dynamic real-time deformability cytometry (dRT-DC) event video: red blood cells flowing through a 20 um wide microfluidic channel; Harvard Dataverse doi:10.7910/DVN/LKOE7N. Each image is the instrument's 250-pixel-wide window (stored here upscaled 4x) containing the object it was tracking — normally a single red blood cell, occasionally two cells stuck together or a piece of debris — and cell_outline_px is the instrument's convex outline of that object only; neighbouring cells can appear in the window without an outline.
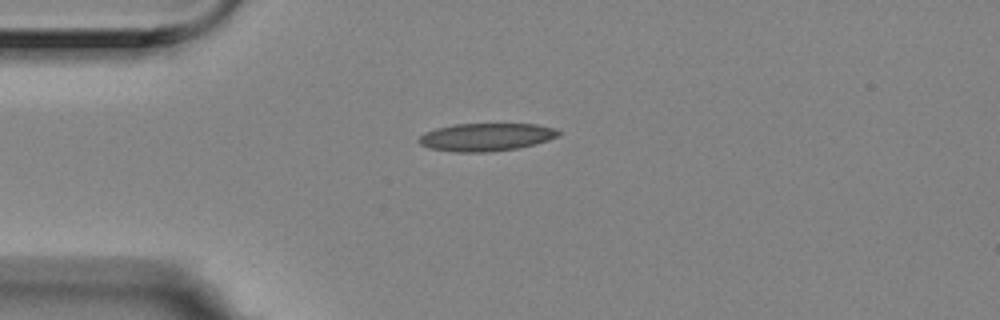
{"species": "Egyptian fruit bat (a non-hibernating species)", "species_latin": "Rousettus aegyptiacus", "temperature_condition": "room temperature", "stored_images_in_passage": 5, "camera_frame_rate_fps": 3000, "um_per_image_px": 0.085, "animal": {"sex": "female"}, "frame": {"image": 1, "passage_image": 1, "time_ms": 0.0, "image_size_px": [1000, 320], "cell_outline_px": [[560, 132], [556, 136], [548, 140], [520, 148], [488, 152], [456, 152], [428, 148], [420, 144], [416, 140], [424, 132], [436, 128], [456, 124], [536, 124], [556, 128]], "centroid_in_image_um": [41.28, 11.65], "position_along_channel_um": 43.7, "area_um2": 22.72}}
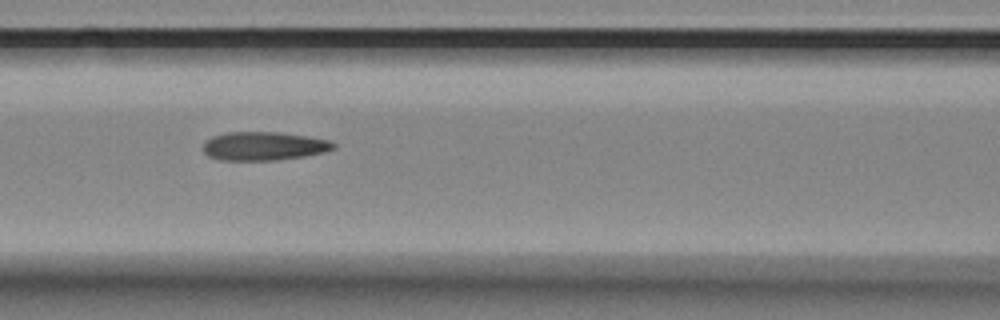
{"frame": {"image": 2, "passage_image": 4, "time_ms": 1.0, "image_size_px": [1000, 320], "cell_outline_px": [[336, 148], [324, 152], [304, 156], [276, 160], [220, 160], [208, 156], [204, 152], [204, 140], [212, 136], [228, 132], [280, 132], [308, 136], [328, 140], [336, 144]], "centroid_in_image_um": [22.42, 12.41], "position_along_channel_um": 144.2, "area_um2": 21.79}}
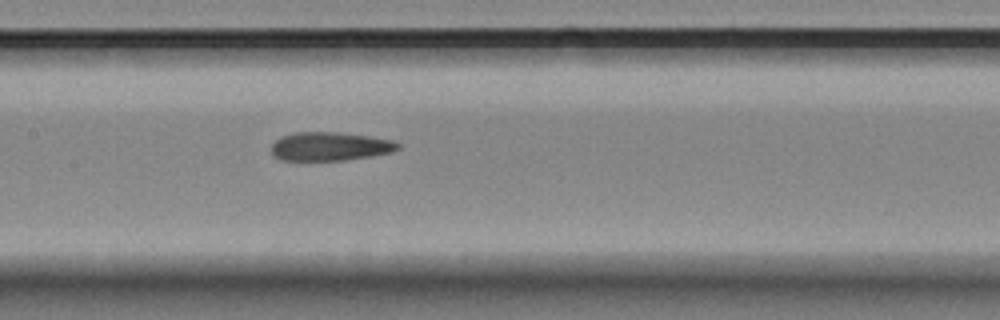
{"frame": {"image": 3, "passage_image": 5, "time_ms": 1.333, "image_size_px": [1000, 320], "cell_outline_px": [[400, 148], [392, 152], [372, 156], [344, 160], [280, 160], [272, 156], [272, 144], [280, 136], [296, 132], [340, 132], [396, 140], [400, 144]], "centroid_in_image_um": [28.06, 12.44], "position_along_channel_um": 179.3, "area_um2": 21.33}}